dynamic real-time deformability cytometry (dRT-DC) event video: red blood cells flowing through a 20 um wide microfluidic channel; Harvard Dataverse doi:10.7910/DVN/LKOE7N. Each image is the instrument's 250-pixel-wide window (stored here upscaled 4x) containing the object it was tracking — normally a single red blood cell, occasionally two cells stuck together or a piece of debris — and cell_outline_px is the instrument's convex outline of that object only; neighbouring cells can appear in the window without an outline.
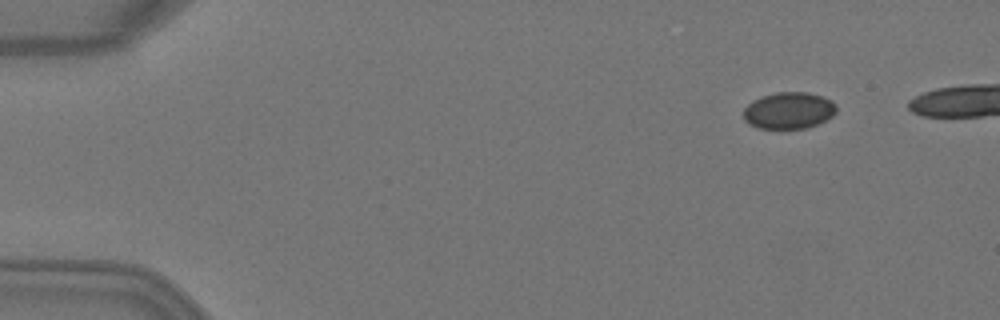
{"species": "Egyptian fruit bat (a non-hibernating species)", "species_latin": "Rousettus aegyptiacus", "temperature_condition": "warm", "stored_images_in_passage": 4, "camera_frame_rate_fps": 3000, "um_per_image_px": 0.085, "animal": {"sex": "female"}, "frame": {"image": 1, "passage_image": 2, "time_ms": 0.333, "image_size_px": [1000, 320], "cell_outline_px": [[836, 112], [832, 116], [808, 128], [760, 128], [748, 124], [744, 120], [744, 108], [752, 100], [776, 92], [808, 92], [832, 100], [836, 104]], "centroid_in_image_um": [67.04, 9.39], "position_along_channel_um": 18.0, "area_um2": 19.77}}